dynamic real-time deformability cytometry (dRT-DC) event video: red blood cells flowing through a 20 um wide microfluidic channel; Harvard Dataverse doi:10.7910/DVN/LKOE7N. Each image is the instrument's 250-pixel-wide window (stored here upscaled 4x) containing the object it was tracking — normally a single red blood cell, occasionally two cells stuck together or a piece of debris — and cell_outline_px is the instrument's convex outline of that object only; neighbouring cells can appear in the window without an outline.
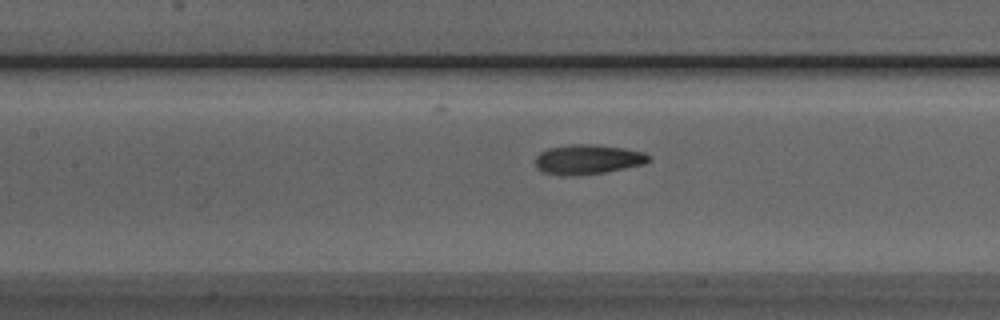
{"species": "Egyptian fruit bat (a non-hibernating species)", "species_latin": "Rousettus aegyptiacus", "temperature_condition": "room temperature", "stored_images_in_passage": 26, "camera_frame_rate_fps": 3000, "um_per_image_px": 0.085, "animal": {"sex": "male"}, "frame": {"image": 1, "passage_image": 17, "time_ms": 5.333, "image_size_px": [1000, 320], "cell_outline_px": [[652, 160], [644, 164], [604, 172], [580, 176], [564, 176], [544, 172], [536, 168], [536, 156], [540, 152], [548, 148], [572, 144], [592, 144], [624, 148], [644, 152], [652, 156]], "centroid_in_image_um": [49.98, 13.55], "position_along_channel_um": 157.4, "area_um2": 19.83}}
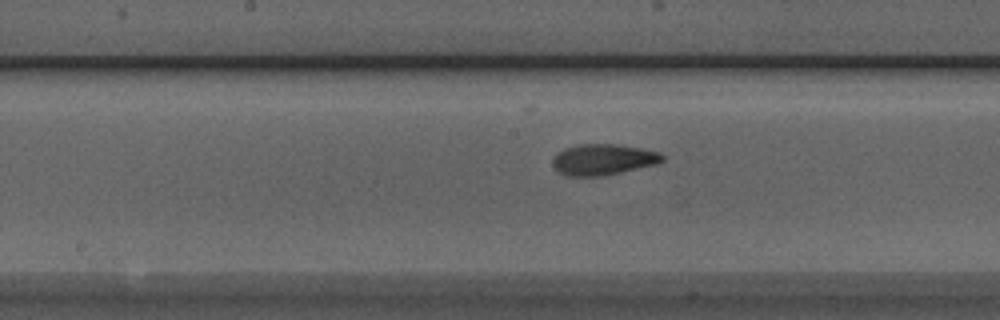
{"frame": {"image": 2, "passage_image": 20, "time_ms": 6.333, "image_size_px": [1000, 320], "cell_outline_px": [[664, 160], [656, 164], [620, 172], [600, 176], [568, 176], [560, 172], [552, 164], [552, 160], [556, 152], [564, 148], [576, 144], [616, 144], [640, 148], [660, 152], [664, 156]], "centroid_in_image_um": [51.24, 13.54], "position_along_channel_um": 197.0, "area_um2": 19.77}}
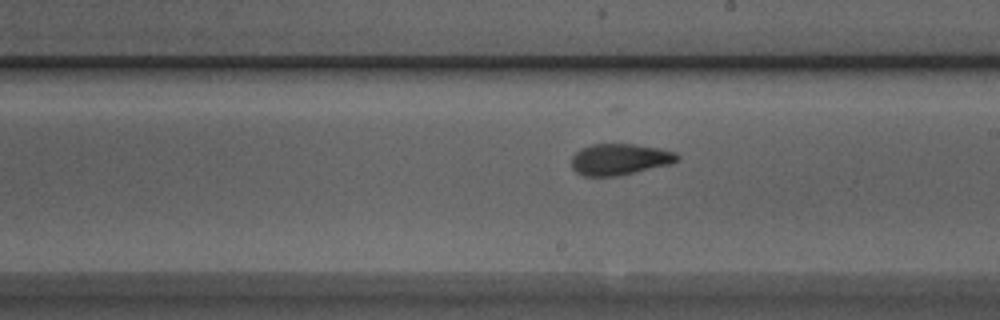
{"frame": {"image": 3, "passage_image": 23, "time_ms": 7.333, "image_size_px": [1000, 320], "cell_outline_px": [[680, 160], [672, 164], [616, 176], [584, 176], [576, 172], [572, 168], [572, 156], [580, 148], [592, 144], [636, 144], [660, 148], [676, 152], [680, 156]], "centroid_in_image_um": [52.71, 13.53], "position_along_channel_um": 236.3, "area_um2": 19.48}}